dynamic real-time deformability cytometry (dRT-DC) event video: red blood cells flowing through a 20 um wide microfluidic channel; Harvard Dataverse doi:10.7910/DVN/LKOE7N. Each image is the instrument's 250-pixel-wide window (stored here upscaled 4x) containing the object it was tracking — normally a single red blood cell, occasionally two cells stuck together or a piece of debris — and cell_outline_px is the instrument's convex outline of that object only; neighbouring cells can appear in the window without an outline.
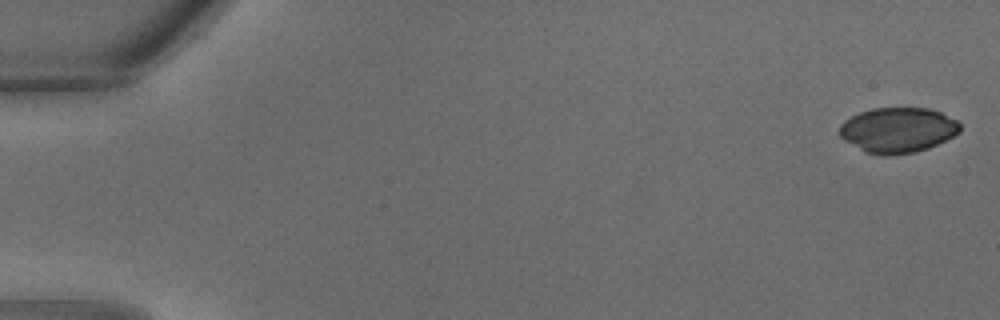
{"species": "common noctule bat (a hibernating species)", "species_latin": "Nyctalus noctula", "temperature_condition": "warm", "stored_images_in_passage": 33, "camera_frame_rate_fps": 3000, "um_per_image_px": 0.085, "animal": {"sex": "male", "body_mass_g": 18.8}, "frame": {"image": 1, "passage_image": 1, "time_ms": 0.0, "image_size_px": [1000, 320], "cell_outline_px": [[960, 132], [928, 148], [916, 152], [888, 156], [884, 156], [864, 152], [844, 140], [840, 136], [840, 124], [844, 120], [860, 112], [872, 108], [928, 108], [940, 112], [956, 120], [960, 124]], "centroid_in_image_um": [76.29, 11.06], "position_along_channel_um": 8.7, "area_um2": 31.73}}
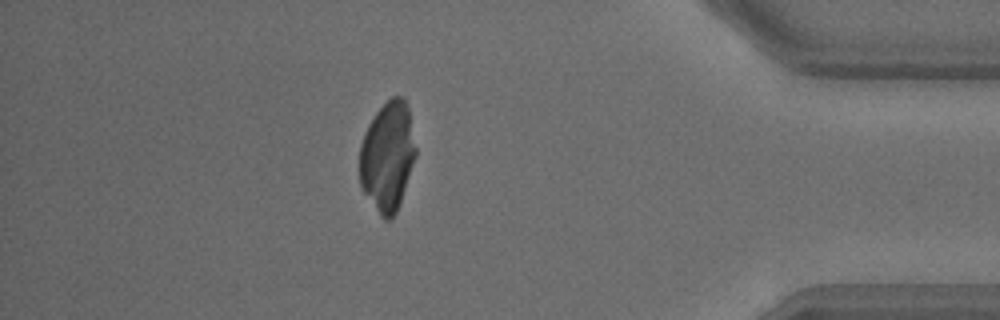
{"frame": {"image": 2, "passage_image": 29, "time_ms": 9.333, "image_size_px": [1000, 320], "cell_outline_px": [[416, 156], [396, 212], [388, 220], [384, 220], [380, 216], [364, 192], [360, 184], [360, 144], [364, 132], [368, 124], [376, 112], [392, 96], [404, 96], [408, 108], [416, 148]], "centroid_in_image_um": [32.93, 13.27], "position_along_channel_um": 402.3, "area_um2": 35.55}}